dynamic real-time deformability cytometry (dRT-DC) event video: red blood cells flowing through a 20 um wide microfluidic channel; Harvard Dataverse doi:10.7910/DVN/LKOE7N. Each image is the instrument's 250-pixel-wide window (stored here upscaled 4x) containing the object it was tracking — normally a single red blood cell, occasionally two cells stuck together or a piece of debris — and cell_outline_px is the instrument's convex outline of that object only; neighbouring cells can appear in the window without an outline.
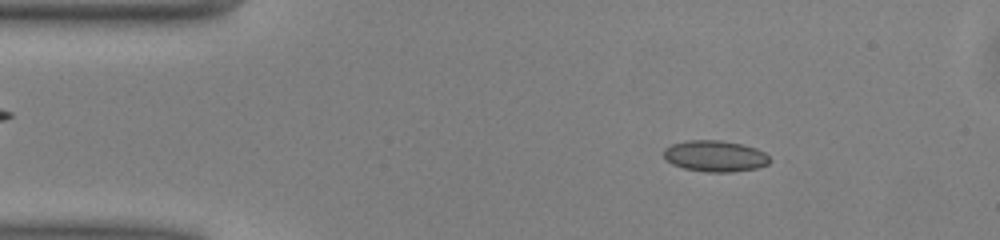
{"species": "common noctule bat (a hibernating species)", "species_latin": "Nyctalus noctula", "temperature_condition": "warm", "stored_images_in_passage": 48, "camera_frame_rate_fps": 3000, "um_per_image_px": 0.085, "animal": {"sex": "male", "body_mass_g": 13.0, "forearm_length_mm": 53.1}, "frame": {"image": 1, "passage_image": 6, "time_ms": 1.667, "image_size_px": [1000, 240], "cell_outline_px": [[772, 160], [768, 164], [756, 168], [732, 172], [704, 172], [684, 168], [672, 164], [664, 156], [664, 148], [672, 144], [688, 140], [720, 140], [744, 144], [756, 148], [764, 152]], "centroid_in_image_um": [60.8, 13.26], "position_along_channel_um": 24.2, "area_um2": 19.36}}
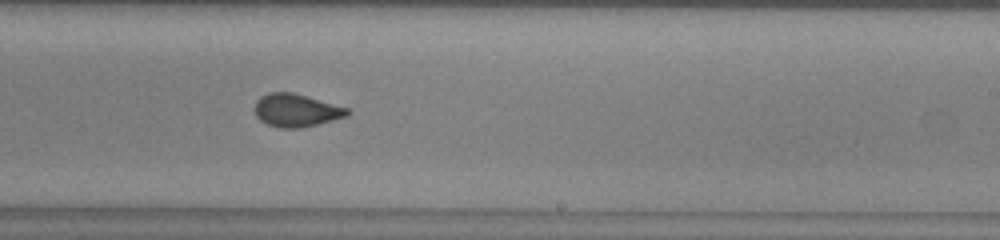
{"frame": {"image": 2, "passage_image": 28, "time_ms": 9.0, "image_size_px": [1000, 240], "cell_outline_px": [[352, 112], [348, 116], [300, 128], [280, 128], [268, 124], [260, 120], [256, 116], [256, 100], [260, 96], [268, 92], [292, 92], [348, 108]], "centroid_in_image_um": [25.18, 9.37], "position_along_channel_um": 263.8, "area_um2": 17.63}}
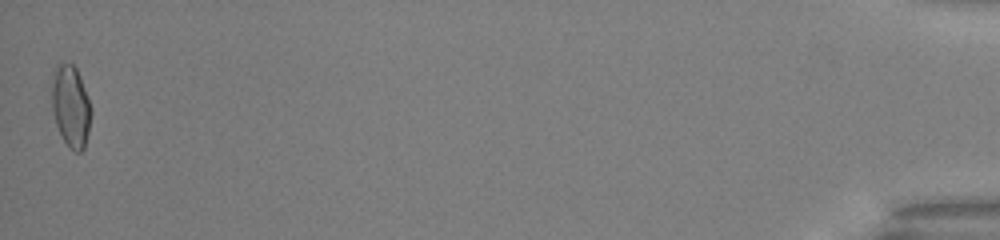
{"frame": {"image": 3, "passage_image": 48, "time_ms": 15.667, "image_size_px": [1000, 240], "cell_outline_px": [[92, 112], [88, 132], [84, 148], [80, 152], [76, 152], [68, 148], [56, 124], [52, 112], [52, 72], [56, 64], [72, 64], [76, 68], [80, 76], [92, 108]], "centroid_in_image_um": [6.01, 9.03], "position_along_channel_um": 429.2, "area_um2": 18.84}, "authors_computed_cell_mechanics": {"area_um2": 18.0047, "velocity_mm_per_s": 4.0734, "shape_relaxation_time_tau1_ms": 4.5739, "shape_relaxation_time_tau2_ms": null, "deformation_change_tau1": 0.0991, "deformation_change_tau2": null}}